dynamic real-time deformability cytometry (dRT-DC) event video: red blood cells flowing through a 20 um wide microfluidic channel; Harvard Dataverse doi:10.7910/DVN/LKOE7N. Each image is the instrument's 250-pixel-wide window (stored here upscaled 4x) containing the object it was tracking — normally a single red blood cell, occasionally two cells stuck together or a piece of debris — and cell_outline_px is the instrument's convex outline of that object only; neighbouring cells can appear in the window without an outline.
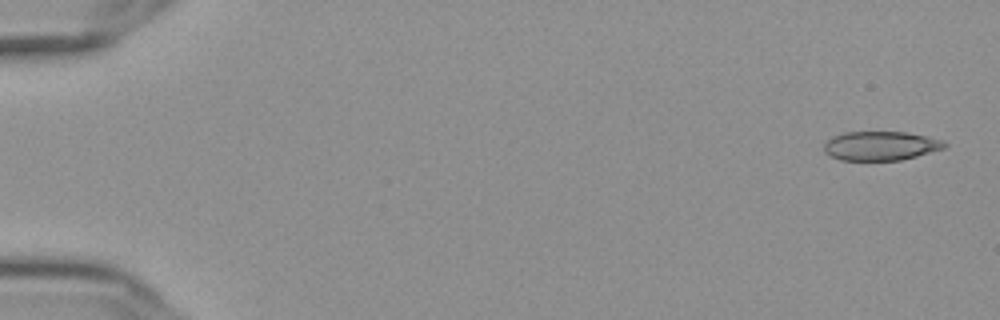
{"species": "Egyptian fruit bat (a non-hibernating species)", "species_latin": "Rousettus aegyptiacus", "temperature_condition": "cold", "stored_images_in_passage": 55, "camera_frame_rate_fps": 3000, "um_per_image_px": 0.085, "frame": {"image": 1, "passage_image": 1, "time_ms": 0.0, "image_size_px": [1000, 320], "cell_outline_px": [[948, 144], [944, 148], [916, 156], [900, 160], [840, 160], [828, 156], [824, 152], [824, 144], [832, 136], [844, 132], [904, 132], [944, 140]], "centroid_in_image_um": [74.82, 12.4], "position_along_channel_um": 10.2, "area_um2": 20.4}}
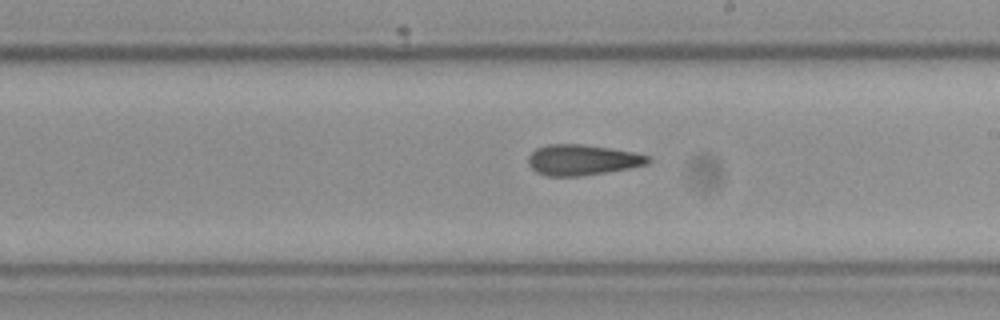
{"frame": {"image": 2, "passage_image": 32, "time_ms": 10.333, "image_size_px": [1000, 320], "cell_outline_px": [[652, 160], [648, 164], [628, 168], [580, 176], [544, 176], [536, 172], [528, 164], [528, 156], [536, 148], [548, 144], [584, 144], [612, 148], [636, 152], [652, 156]], "centroid_in_image_um": [49.52, 13.58], "position_along_channel_um": 239.5, "area_um2": 21.62}}
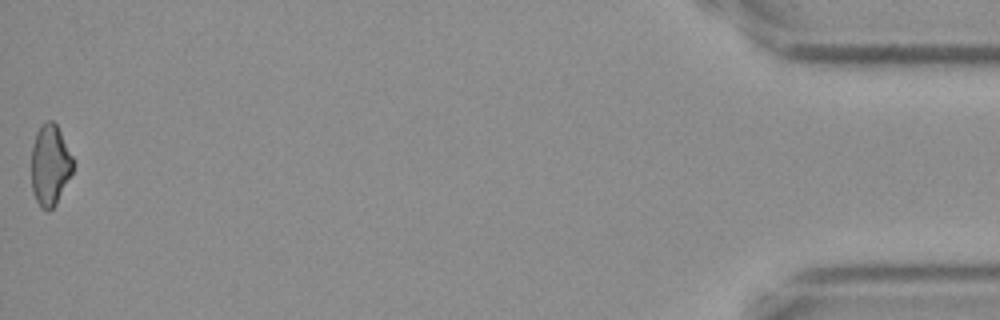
{"frame": {"image": 3, "passage_image": 55, "time_ms": 18.0, "image_size_px": [1000, 320], "cell_outline_px": [[72, 172], [56, 204], [48, 212], [40, 208], [32, 192], [32, 148], [36, 132], [40, 124], [48, 120], [52, 120], [56, 124], [72, 156]], "centroid_in_image_um": [4.23, 14.04], "position_along_channel_um": 431.0, "area_um2": 19.48}, "authors_computed_cell_mechanics": {"area_um2": 21.4438, "velocity_mm_per_s": 3.6611, "shape_relaxation_time_tau1_ms": null, "shape_relaxation_time_tau2_ms": 3.9058, "deformation_change_tau1": null, "deformation_change_tau2": 0.1113}}